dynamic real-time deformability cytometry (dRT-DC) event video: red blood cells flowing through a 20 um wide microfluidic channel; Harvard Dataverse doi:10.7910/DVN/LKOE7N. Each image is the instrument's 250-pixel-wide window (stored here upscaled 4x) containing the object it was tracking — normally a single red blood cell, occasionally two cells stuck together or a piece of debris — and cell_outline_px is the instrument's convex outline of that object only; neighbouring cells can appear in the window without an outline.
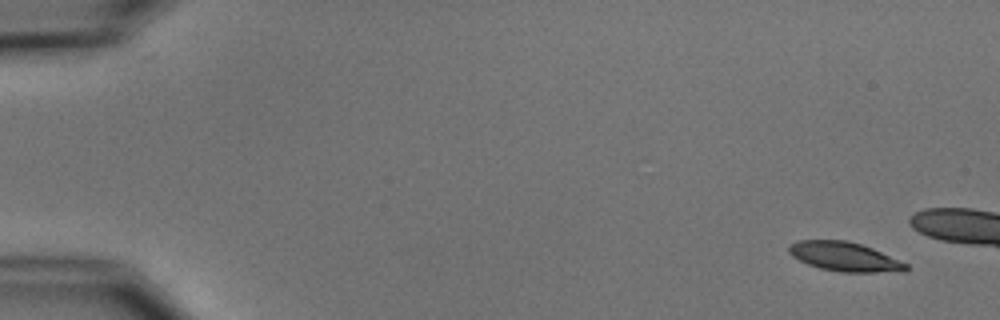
{"species": "common noctule bat (a hibernating species)", "species_latin": "Nyctalus noctula", "temperature_condition": "cold", "stored_images_in_passage": 2, "segment_of_instrument_passage": [2, 2], "camera_frame_rate_fps": 3000, "um_per_image_px": 0.085, "animal": {"sex": "male", "body_mass_g": 15.6}, "frame": {"image": 1, "passage_image": 2, "time_ms": 1.333, "image_size_px": [1000, 320], "cell_outline_px": [[908, 272], [840, 272], [820, 268], [808, 264], [792, 256], [788, 252], [788, 244], [796, 240], [848, 240], [872, 248], [908, 264]], "centroid_in_image_um": [71.79, 21.82], "position_along_channel_um": 13.2, "area_um2": 20.06}}